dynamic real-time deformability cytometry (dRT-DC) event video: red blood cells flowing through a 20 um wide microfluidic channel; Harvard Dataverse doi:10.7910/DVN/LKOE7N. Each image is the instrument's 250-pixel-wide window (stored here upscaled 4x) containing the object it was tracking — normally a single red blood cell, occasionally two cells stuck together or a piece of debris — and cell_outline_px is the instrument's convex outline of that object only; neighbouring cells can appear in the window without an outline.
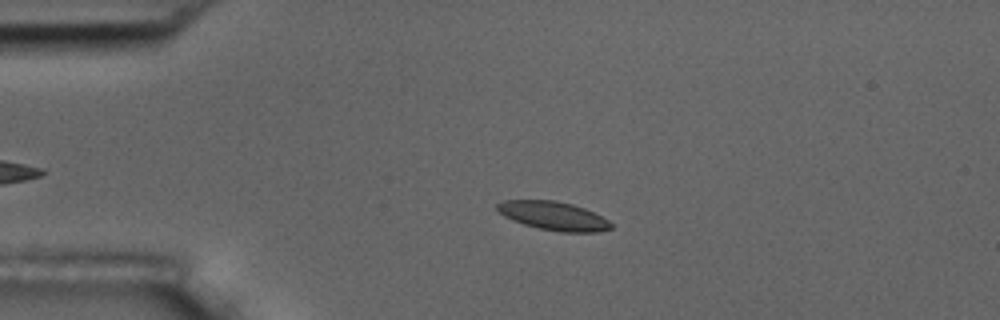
{"species": "common noctule bat (a hibernating species)", "species_latin": "Nyctalus noctula", "temperature_condition": "room temperature", "stored_images_in_passage": 49, "camera_frame_rate_fps": 3000, "um_per_image_px": 0.085, "animal": {"sex": "male", "body_mass_g": 17.5, "forearm_length_mm": 52.3}, "frame": {"image": 1, "passage_image": 13, "time_ms": 4.0, "image_size_px": [1000, 320], "cell_outline_px": [[612, 228], [600, 232], [560, 232], [540, 228], [524, 224], [512, 220], [504, 216], [496, 208], [496, 204], [504, 200], [556, 200], [572, 204], [584, 208], [608, 220], [612, 224]], "centroid_in_image_um": [47.04, 18.34], "position_along_channel_um": 38.0, "area_um2": 18.9}}
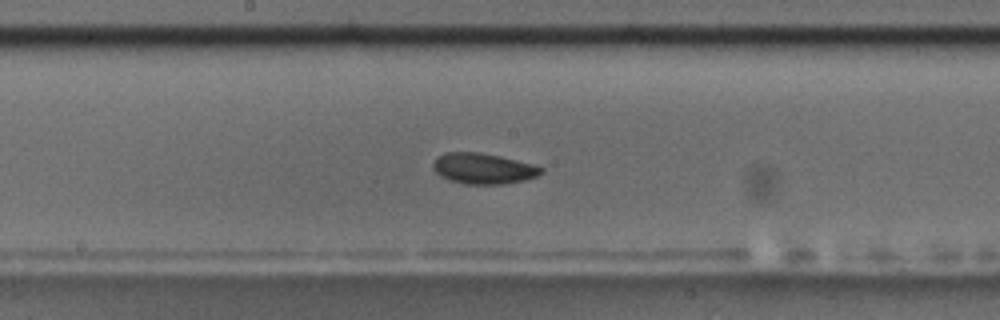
{"frame": {"image": 2, "passage_image": 30, "time_ms": 9.667, "image_size_px": [1000, 320], "cell_outline_px": [[544, 172], [536, 176], [524, 180], [504, 184], [464, 184], [448, 180], [440, 176], [432, 168], [432, 164], [436, 156], [444, 152], [480, 152], [500, 156], [532, 164], [544, 168]], "centroid_in_image_um": [41.04, 14.32], "position_along_channel_um": 207.2, "area_um2": 19.54}}
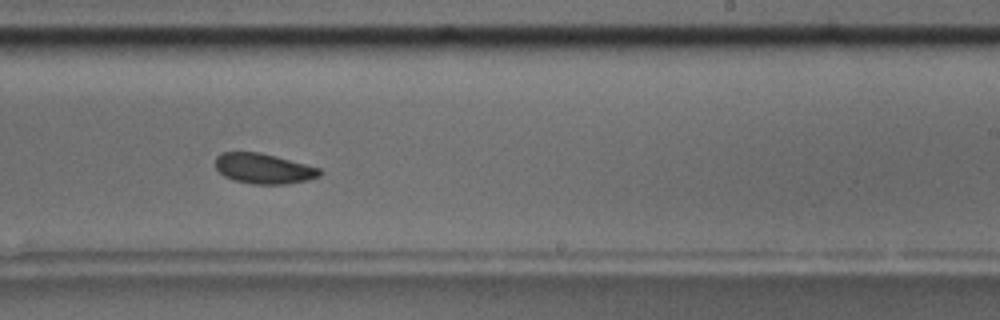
{"frame": {"image": 3, "passage_image": 35, "time_ms": 11.333, "image_size_px": [1000, 320], "cell_outline_px": [[324, 172], [320, 176], [308, 180], [288, 184], [252, 184], [232, 180], [224, 176], [216, 168], [216, 156], [220, 152], [260, 152], [276, 156], [320, 168]], "centroid_in_image_um": [22.42, 14.33], "position_along_channel_um": 266.6, "area_um2": 18.55}, "authors_computed_cell_mechanics": {"area_um2": 18.9006, "velocity_mm_per_s": 3.5813, "shape_relaxation_time_tau1_ms": 5.1996, "shape_relaxation_time_tau2_ms": 4.1748, "deformation_change_tau1": 0.122, "deformation_change_tau2": 0.0897}}